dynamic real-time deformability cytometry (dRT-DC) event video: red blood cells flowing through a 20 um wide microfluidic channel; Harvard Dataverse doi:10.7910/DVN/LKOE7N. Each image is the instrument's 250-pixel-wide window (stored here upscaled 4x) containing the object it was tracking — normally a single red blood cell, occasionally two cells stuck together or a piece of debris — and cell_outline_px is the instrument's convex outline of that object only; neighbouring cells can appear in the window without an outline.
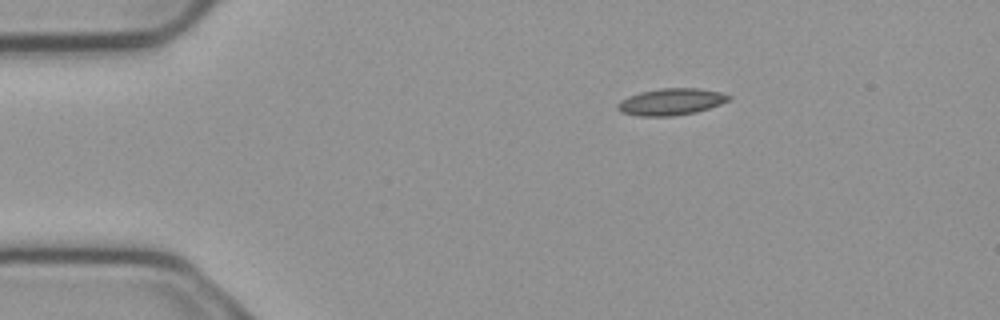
{"species": "common noctule bat (a hibernating species)", "species_latin": "Nyctalus noctula", "temperature_condition": "cold", "stored_images_in_passage": 3, "camera_frame_rate_fps": 3000, "um_per_image_px": 0.085, "animal": {"sex": "male", "body_mass_g": 23.1, "forearm_length_mm": 52.7}, "frame": {"image": 1, "passage_image": 1, "time_ms": 0.0, "image_size_px": [1000, 320], "cell_outline_px": [[732, 96], [728, 100], [720, 104], [696, 112], [672, 116], [640, 116], [620, 112], [616, 108], [616, 104], [620, 100], [628, 96], [640, 92], [660, 88], [696, 88], [720, 92]], "centroid_in_image_um": [56.99, 8.65], "position_along_channel_um": 28.0, "area_um2": 17.28}}
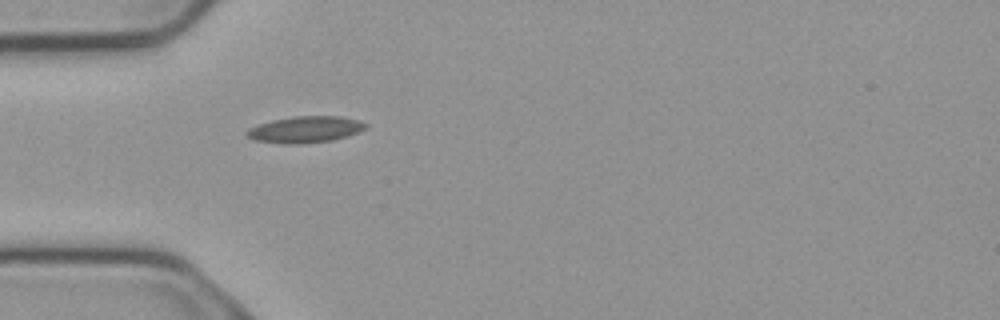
{"frame": {"image": 2, "passage_image": 3, "time_ms": 0.667, "image_size_px": [1000, 320], "cell_outline_px": [[368, 128], [332, 140], [296, 144], [288, 144], [256, 140], [248, 136], [244, 132], [248, 128], [272, 120], [292, 116], [340, 116], [360, 120], [368, 124]], "centroid_in_image_um": [25.95, 10.99], "position_along_channel_um": 59.0, "area_um2": 18.15}}